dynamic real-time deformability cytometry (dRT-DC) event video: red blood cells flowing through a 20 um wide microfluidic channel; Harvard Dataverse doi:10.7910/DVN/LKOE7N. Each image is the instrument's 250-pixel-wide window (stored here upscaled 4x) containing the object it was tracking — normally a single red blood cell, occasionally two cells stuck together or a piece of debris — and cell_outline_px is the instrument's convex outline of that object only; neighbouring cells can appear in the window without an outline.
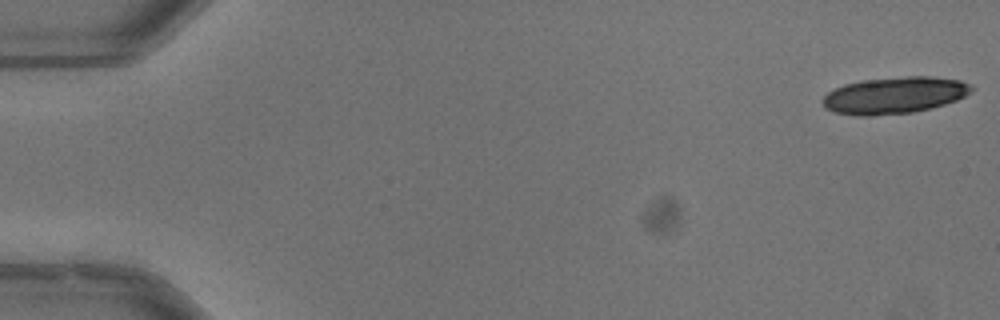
{"species": "common noctule bat (a hibernating species)", "species_latin": "Nyctalus noctula", "temperature_condition": "warm", "stored_images_in_passage": 20, "camera_frame_rate_fps": 3000, "um_per_image_px": 0.085, "animal": {"sex": "male", "body_mass_g": 13.3}, "frame": {"image": 1, "passage_image": 1, "time_ms": 0.0, "image_size_px": [1000, 320], "cell_outline_px": [[976, 88], [972, 92], [956, 100], [944, 104], [912, 112], [872, 116], [856, 116], [836, 112], [824, 108], [820, 100], [828, 92], [844, 84], [860, 80], [908, 76], [928, 76], [960, 80], [972, 84]], "centroid_in_image_um": [76.02, 8.09], "position_along_channel_um": 9.0, "area_um2": 32.02}}